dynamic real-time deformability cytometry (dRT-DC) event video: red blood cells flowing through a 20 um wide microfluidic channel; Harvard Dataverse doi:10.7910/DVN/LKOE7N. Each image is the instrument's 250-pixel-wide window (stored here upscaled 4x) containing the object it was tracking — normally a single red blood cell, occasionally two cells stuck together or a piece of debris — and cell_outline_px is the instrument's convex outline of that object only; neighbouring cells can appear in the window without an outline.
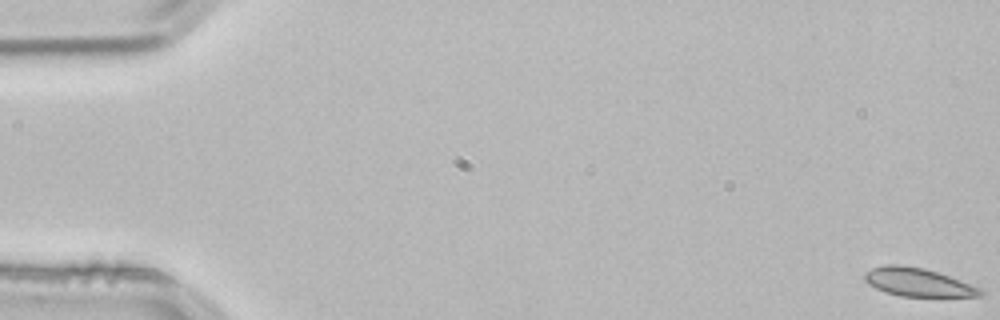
{"species": "common noctule bat (a hibernating species)", "species_latin": "Nyctalus noctula", "temperature_condition": "room temperature", "stored_images_in_passage": 54, "camera_frame_rate_fps": 3000, "um_per_image_px": 0.085, "animal": {"sex": "male", "body_mass_g": 21.5, "forearm_length_mm": 52.0}, "frame": {"image": 1, "passage_image": 1, "time_ms": 0.0, "image_size_px": [1000, 320], "cell_outline_px": [[984, 292], [980, 296], [900, 296], [884, 292], [868, 284], [864, 280], [864, 272], [872, 268], [884, 264], [900, 264], [924, 268], [960, 280], [980, 288]], "centroid_in_image_um": [77.96, 23.98], "position_along_channel_um": 7.0, "area_um2": 19.02}}
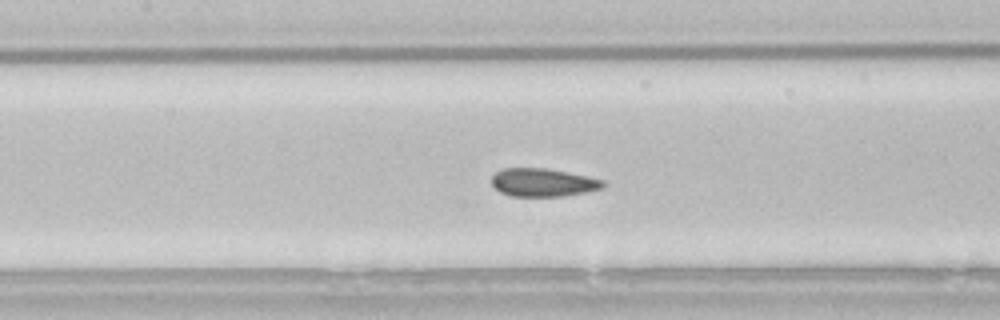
{"frame": {"image": 2, "passage_image": 25, "time_ms": 8.0, "image_size_px": [1000, 320], "cell_outline_px": [[608, 184], [604, 188], [584, 192], [560, 196], [512, 196], [500, 192], [492, 184], [492, 176], [496, 172], [504, 168], [544, 168], [568, 172], [588, 176], [604, 180]], "centroid_in_image_um": [46.19, 15.5], "position_along_channel_um": 161.2, "area_um2": 18.26}}
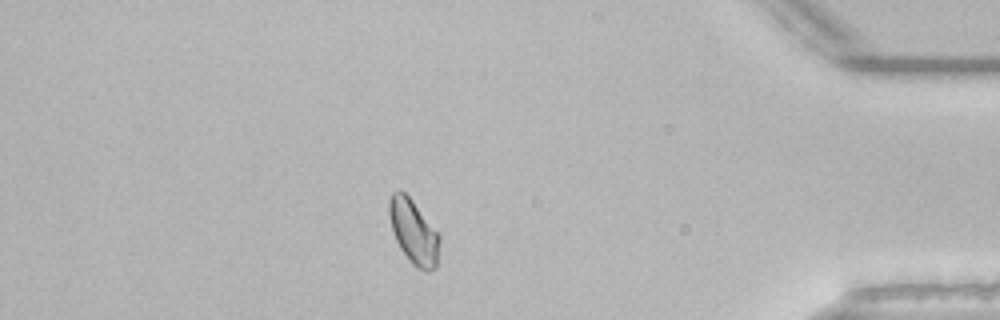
{"frame": {"image": 3, "passage_image": 47, "time_ms": 15.333, "image_size_px": [1000, 320], "cell_outline_px": [[440, 240], [436, 268], [428, 272], [416, 268], [408, 260], [400, 248], [392, 232], [388, 212], [388, 200], [392, 192], [400, 188], [412, 200], [440, 236]], "centroid_in_image_um": [35.13, 19.71], "position_along_channel_um": 400.1, "area_um2": 19.02}}